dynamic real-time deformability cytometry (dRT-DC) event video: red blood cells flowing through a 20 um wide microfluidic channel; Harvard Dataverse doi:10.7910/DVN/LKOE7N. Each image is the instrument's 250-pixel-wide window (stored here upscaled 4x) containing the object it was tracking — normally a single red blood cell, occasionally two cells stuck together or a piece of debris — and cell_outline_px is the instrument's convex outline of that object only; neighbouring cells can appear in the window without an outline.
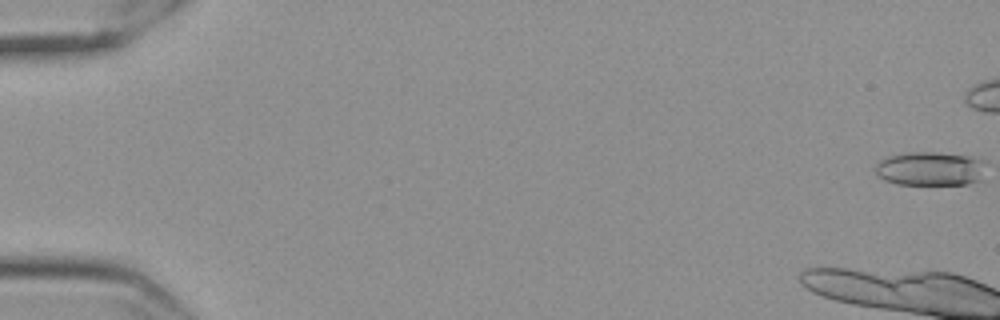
{"species": "Egyptian fruit bat (a non-hibernating species)", "species_latin": "Rousettus aegyptiacus", "temperature_condition": "cold", "stored_images_in_passage": 14, "camera_frame_rate_fps": 3000, "um_per_image_px": 0.085, "frame": {"image": 1, "passage_image": 1, "time_ms": 0.0, "image_size_px": [1000, 320], "cell_outline_px": [[984, 180], [968, 184], [896, 184], [884, 180], [876, 172], [876, 164], [880, 160], [892, 156], [908, 152], [936, 152], [968, 156], [980, 160]], "centroid_in_image_um": [79.06, 14.35], "position_along_channel_um": 5.9, "area_um2": 21.56}}